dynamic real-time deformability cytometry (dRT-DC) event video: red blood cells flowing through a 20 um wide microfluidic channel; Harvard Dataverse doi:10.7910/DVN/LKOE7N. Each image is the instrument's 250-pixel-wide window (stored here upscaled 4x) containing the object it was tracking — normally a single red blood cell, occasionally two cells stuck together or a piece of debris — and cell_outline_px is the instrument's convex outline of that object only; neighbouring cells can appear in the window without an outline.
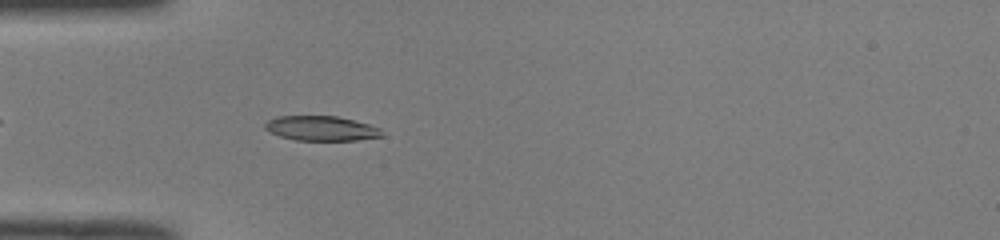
{"species": "common noctule bat (a hibernating species)", "species_latin": "Nyctalus noctula", "temperature_condition": "room temperature", "stored_images_in_passage": 42, "camera_frame_rate_fps": 3000, "um_per_image_px": 0.085, "animal": {"sex": "male", "body_mass_g": 19.0, "forearm_length_mm": 50.8}, "frame": {"image": 1, "passage_image": 7, "time_ms": 2.0, "image_size_px": [1000, 240], "cell_outline_px": [[384, 136], [356, 140], [296, 140], [280, 136], [264, 128], [264, 124], [268, 120], [276, 116], [336, 116], [368, 124], [380, 128]], "centroid_in_image_um": [27.3, 10.91], "position_along_channel_um": 57.7, "area_um2": 16.7}}
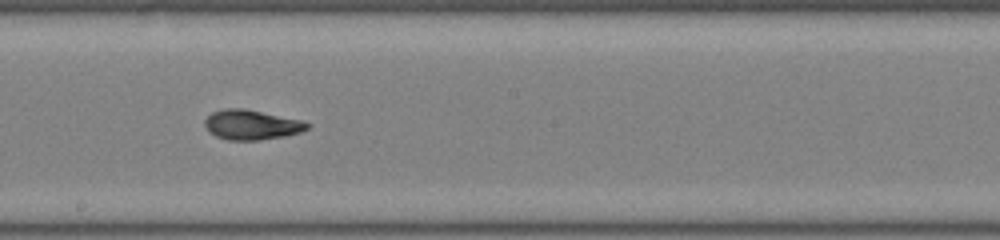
{"frame": {"image": 2, "passage_image": 20, "time_ms": 6.333, "image_size_px": [1000, 240], "cell_outline_px": [[312, 124], [308, 128], [300, 132], [284, 136], [260, 140], [228, 140], [216, 136], [208, 132], [204, 124], [204, 120], [212, 112], [224, 108], [244, 108], [304, 120]], "centroid_in_image_um": [21.39, 10.6], "position_along_channel_um": 226.8, "area_um2": 18.03}}
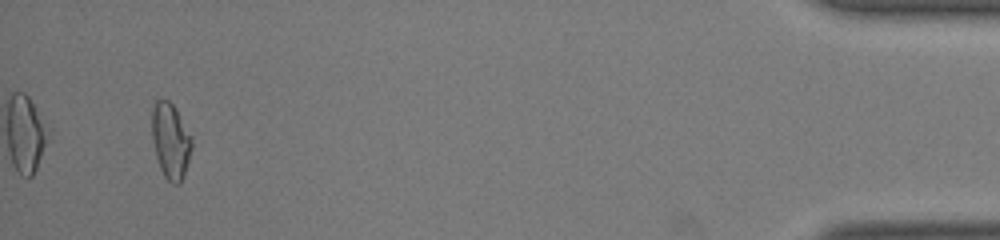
{"frame": {"image": 3, "passage_image": 40, "time_ms": 13.0, "image_size_px": [1000, 240], "cell_outline_px": [[192, 148], [184, 176], [180, 184], [172, 184], [164, 176], [160, 168], [156, 156], [152, 140], [152, 104], [156, 100], [168, 100], [176, 108], [192, 136]], "centroid_in_image_um": [14.51, 11.97], "position_along_channel_um": 420.7, "area_um2": 17.8}, "authors_computed_cell_mechanics": {"area_um2": 17.34, "velocity_mm_per_s": 4.0262, "shape_relaxation_time_tau1_ms": 5.3423, "shape_relaxation_time_tau2_ms": 2.3967, "deformation_change_tau1": 0.197, "deformation_change_tau2": 0.0771}}